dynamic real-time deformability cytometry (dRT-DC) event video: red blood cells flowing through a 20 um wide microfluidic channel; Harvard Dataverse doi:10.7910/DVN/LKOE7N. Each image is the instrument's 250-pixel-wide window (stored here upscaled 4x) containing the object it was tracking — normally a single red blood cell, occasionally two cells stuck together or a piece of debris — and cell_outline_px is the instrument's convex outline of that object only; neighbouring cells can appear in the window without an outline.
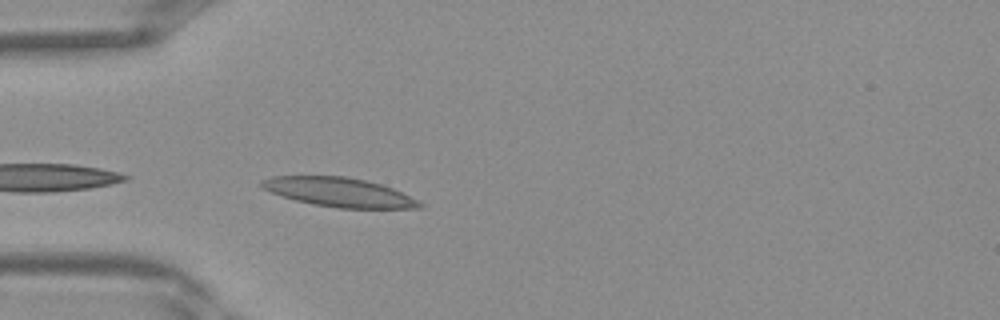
{"species": "Egyptian fruit bat (a non-hibernating species)", "species_latin": "Rousettus aegyptiacus", "temperature_condition": "warm", "stored_images_in_passage": 10, "camera_frame_rate_fps": 3000, "um_per_image_px": 0.085, "frame": {"image": 1, "passage_image": 1, "time_ms": 0.0, "image_size_px": [1000, 320], "cell_outline_px": [[424, 208], [336, 208], [312, 204], [296, 200], [260, 188], [260, 180], [272, 176], [344, 176], [364, 180], [380, 184], [392, 188], [424, 204]], "centroid_in_image_um": [28.79, 16.34], "position_along_channel_um": 56.2, "area_um2": 26.59}}
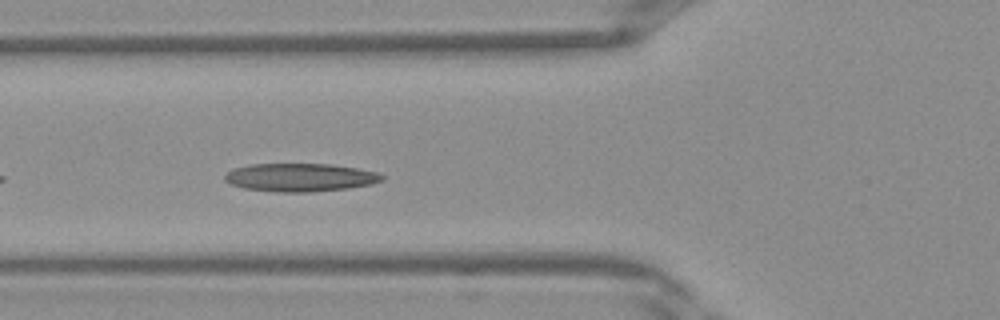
{"frame": {"image": 2, "passage_image": 4, "time_ms": 1.0, "image_size_px": [1000, 320], "cell_outline_px": [[384, 180], [372, 184], [348, 188], [308, 192], [276, 192], [244, 188], [232, 184], [224, 180], [224, 176], [232, 168], [248, 164], [332, 164], [356, 168], [376, 172], [384, 176]], "centroid_in_image_um": [25.5, 15.08], "position_along_channel_um": 100.3, "area_um2": 25.84}}
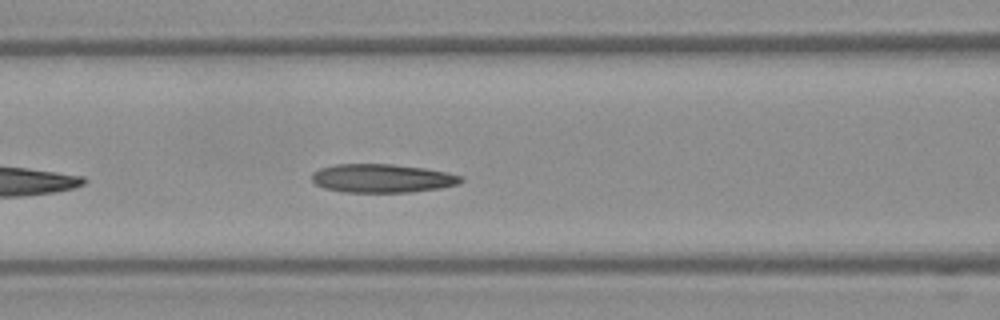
{"frame": {"image": 3, "passage_image": 6, "time_ms": 1.667, "image_size_px": [1000, 320], "cell_outline_px": [[464, 180], [456, 184], [440, 188], [408, 192], [344, 192], [324, 188], [316, 184], [312, 180], [312, 172], [320, 168], [336, 164], [392, 164], [424, 168], [448, 172], [464, 176]], "centroid_in_image_um": [32.49, 15.15], "position_along_channel_um": 134.1, "area_um2": 24.85}}